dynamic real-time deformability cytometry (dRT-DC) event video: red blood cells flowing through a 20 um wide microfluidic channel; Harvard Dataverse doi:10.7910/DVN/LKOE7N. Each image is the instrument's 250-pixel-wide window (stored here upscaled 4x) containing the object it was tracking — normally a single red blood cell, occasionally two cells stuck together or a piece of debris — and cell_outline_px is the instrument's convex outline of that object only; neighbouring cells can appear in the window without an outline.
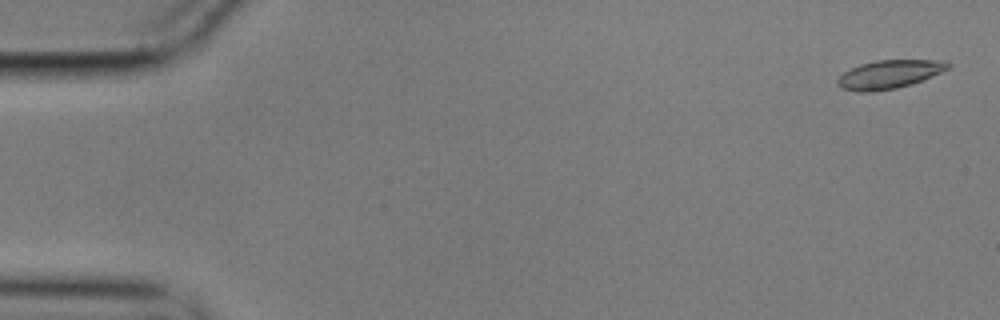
{"species": "common noctule bat (a hibernating species)", "species_latin": "Nyctalus noctula", "temperature_condition": "cold", "stored_images_in_passage": 57, "camera_frame_rate_fps": 3000, "um_per_image_px": 0.085, "animal": {"sex": "male", "body_mass_g": 17.9}, "frame": {"image": 1, "passage_image": 2, "time_ms": 0.333, "image_size_px": [1000, 320], "cell_outline_px": [[952, 64], [948, 68], [940, 72], [912, 84], [896, 88], [872, 92], [856, 92], [840, 88], [836, 84], [836, 80], [844, 72], [860, 64], [876, 60], [932, 60]], "centroid_in_image_um": [75.5, 6.33], "position_along_channel_um": 9.5, "area_um2": 18.15}}
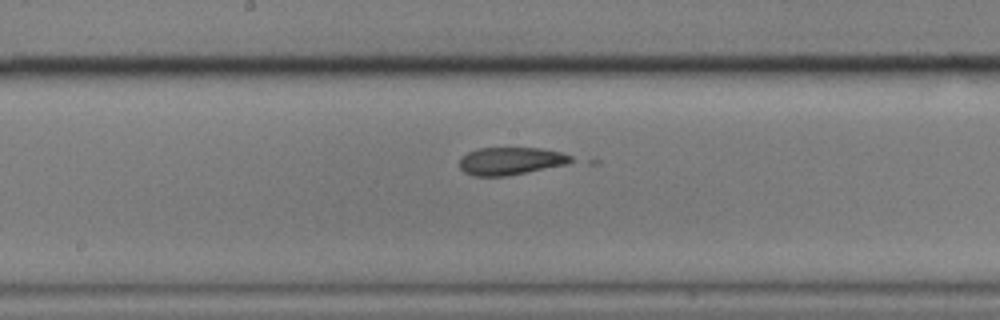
{"frame": {"image": 2, "passage_image": 30, "time_ms": 9.667, "image_size_px": [1000, 320], "cell_outline_px": [[580, 160], [568, 164], [504, 176], [472, 176], [464, 172], [460, 168], [460, 156], [476, 148], [540, 148], [560, 152], [572, 156]], "centroid_in_image_um": [43.43, 13.68], "position_along_channel_um": 204.8, "area_um2": 18.15}}
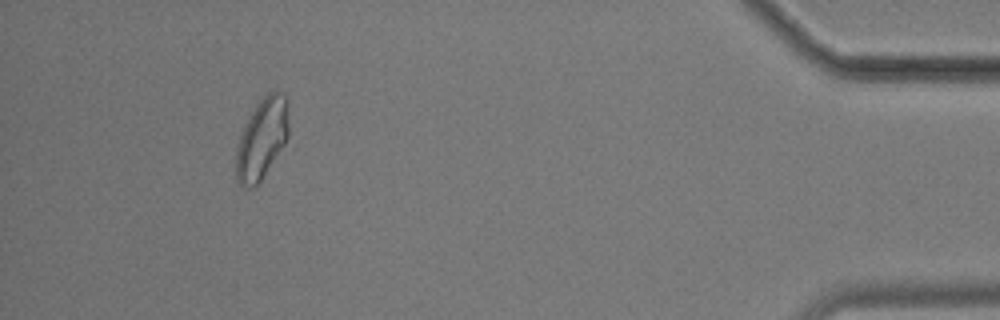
{"frame": {"image": 3, "passage_image": 53, "time_ms": 17.333, "image_size_px": [1000, 320], "cell_outline_px": [[288, 136], [284, 144], [260, 180], [252, 188], [244, 188], [236, 180], [236, 152], [240, 136], [244, 124], [256, 104], [272, 88], [276, 88], [284, 92], [288, 100]], "centroid_in_image_um": [22.27, 11.71], "position_along_channel_um": 412.9, "area_um2": 24.85}}